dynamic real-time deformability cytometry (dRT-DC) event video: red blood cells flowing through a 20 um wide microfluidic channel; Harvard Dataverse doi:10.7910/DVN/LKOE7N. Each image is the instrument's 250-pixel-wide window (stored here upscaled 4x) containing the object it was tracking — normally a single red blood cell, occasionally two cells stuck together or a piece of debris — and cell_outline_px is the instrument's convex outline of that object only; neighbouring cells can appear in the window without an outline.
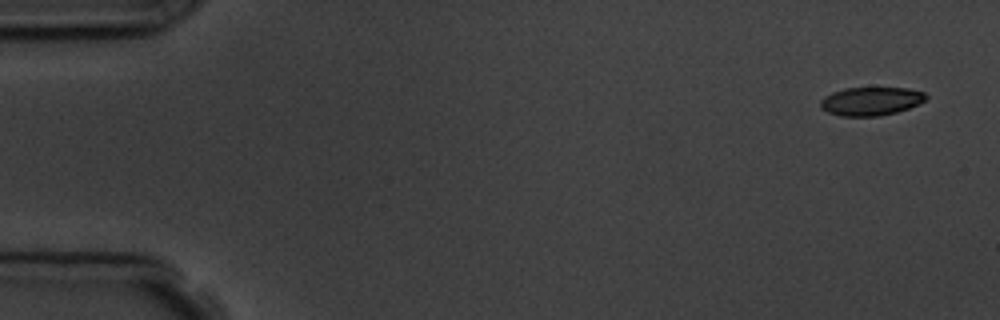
{"species": "common noctule bat (a hibernating species)", "species_latin": "Nyctalus noctula", "temperature_condition": "room temperature", "stored_images_in_passage": 4, "camera_frame_rate_fps": 3000, "um_per_image_px": 0.085, "animal": {"sex": "male", "body_mass_g": 19.5, "forearm_length_mm": 54.6}, "frame": {"image": 1, "passage_image": 1, "time_ms": 0.0, "image_size_px": [1000, 320], "cell_outline_px": [[928, 96], [924, 100], [908, 108], [896, 112], [880, 116], [840, 116], [828, 112], [820, 108], [820, 100], [824, 96], [832, 92], [844, 88], [908, 88], [924, 92]], "centroid_in_image_um": [73.99, 8.6], "position_along_channel_um": 11.0, "area_um2": 17.46}}